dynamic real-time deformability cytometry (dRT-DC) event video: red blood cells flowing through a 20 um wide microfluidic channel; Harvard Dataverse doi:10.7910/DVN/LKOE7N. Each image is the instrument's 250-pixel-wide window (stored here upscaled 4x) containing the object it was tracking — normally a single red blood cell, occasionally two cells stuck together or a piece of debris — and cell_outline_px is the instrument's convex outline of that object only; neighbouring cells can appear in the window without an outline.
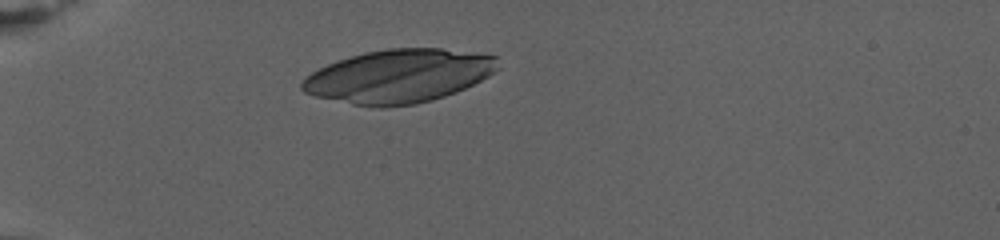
{"species": "human", "species_latin": "Homo sapiens", "temperature_condition": "warm", "stored_images_in_passage": 56, "camera_frame_rate_fps": 3000, "um_per_image_px": 0.085, "donor": {"sex": "female"}, "frame": {"image": 1, "passage_image": 11, "time_ms": 3.333, "image_size_px": [1000, 240], "cell_outline_px": [[500, 68], [488, 76], [456, 92], [432, 100], [416, 104], [380, 108], [376, 108], [352, 104], [316, 96], [304, 92], [300, 88], [300, 84], [312, 72], [336, 60], [364, 52], [388, 48], [440, 48], [500, 56]], "centroid_in_image_um": [33.92, 6.47], "position_along_channel_um": 51.1, "area_um2": 61.15}}